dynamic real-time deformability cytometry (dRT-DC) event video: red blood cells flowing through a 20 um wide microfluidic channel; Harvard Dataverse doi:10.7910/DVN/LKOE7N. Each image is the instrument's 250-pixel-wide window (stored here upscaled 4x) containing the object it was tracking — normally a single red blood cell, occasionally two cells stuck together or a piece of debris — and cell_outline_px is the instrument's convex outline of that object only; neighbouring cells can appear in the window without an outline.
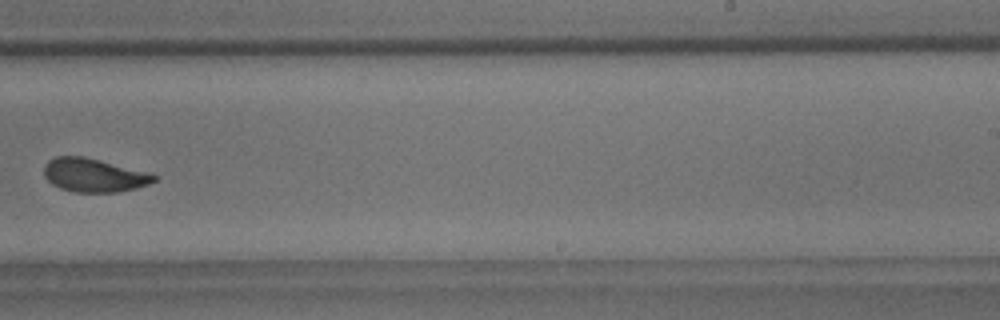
{"species": "common noctule bat (a hibernating species)", "species_latin": "Nyctalus noctula", "temperature_condition": "room temperature", "stored_images_in_passage": 15, "camera_frame_rate_fps": 3000, "um_per_image_px": 0.085, "animal": {"sex": "male", "body_mass_g": 18.8}, "frame": {"image": 1, "passage_image": 9, "time_ms": 10.0, "image_size_px": [1000, 320], "cell_outline_px": [[156, 180], [148, 184], [136, 188], [116, 192], [76, 192], [60, 188], [52, 184], [44, 176], [44, 164], [48, 160], [56, 156], [84, 156], [148, 172], [156, 176]], "centroid_in_image_um": [7.95, 14.88], "position_along_channel_um": 281.1, "area_um2": 21.44}, "authors_computed_cell_mechanics": {"area_um2": 22.3108, "velocity_mm_per_s": 3.6919, "shape_relaxation_time_tau1_ms": 2.6185, "shape_relaxation_time_tau2_ms": 1.0806, "deformation_change_tau1": 0.0941, "deformation_change_tau2": 0.0558}}